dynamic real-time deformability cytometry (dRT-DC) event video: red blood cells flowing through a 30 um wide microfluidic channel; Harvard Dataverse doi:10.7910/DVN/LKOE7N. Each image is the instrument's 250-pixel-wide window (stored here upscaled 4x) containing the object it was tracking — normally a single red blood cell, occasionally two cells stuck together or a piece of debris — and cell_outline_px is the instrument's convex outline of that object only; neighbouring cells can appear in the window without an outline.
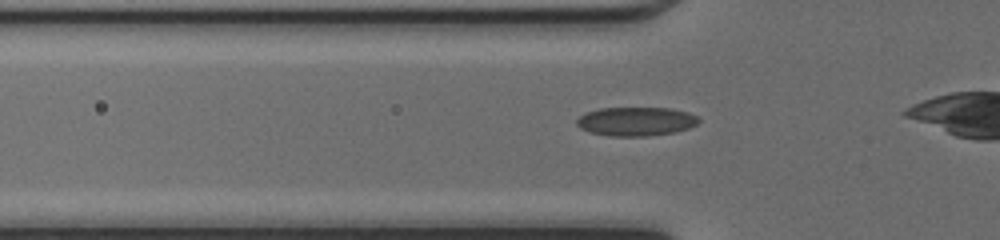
{"species": "common noctule bat (a hibernating species)", "species_latin": "Nyctalus noctula", "temperature_condition": "cold", "stored_images_in_passage": 29, "camera_frame_rate_fps": 3000, "um_per_image_px": 0.085, "animal": {"sex": "female", "body_mass_g": 17.0, "forearm_length_mm": 48.0}, "frame": {"image": 1, "passage_image": 5, "time_ms": 1.333, "image_size_px": [1000, 240], "cell_outline_px": [[700, 120], [696, 124], [688, 128], [676, 132], [644, 136], [608, 136], [588, 132], [580, 128], [576, 124], [576, 120], [580, 116], [588, 112], [600, 108], [668, 108], [688, 112], [696, 116]], "centroid_in_image_um": [54.03, 10.32], "position_along_channel_um": 71.8, "area_um2": 20.46}}
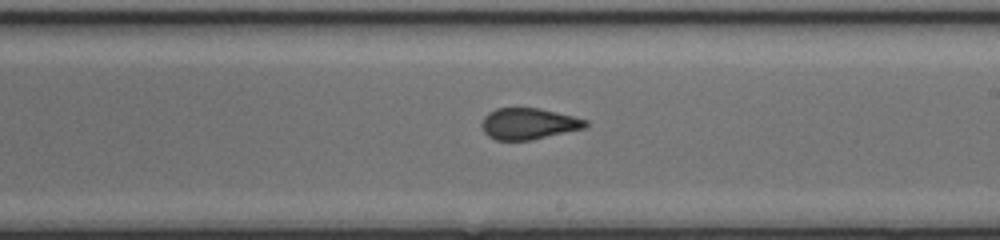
{"frame": {"image": 2, "passage_image": 17, "time_ms": 5.333, "image_size_px": [1000, 240], "cell_outline_px": [[588, 124], [584, 128], [532, 140], [496, 140], [488, 136], [484, 132], [480, 124], [484, 116], [488, 112], [496, 108], [540, 108], [588, 120]], "centroid_in_image_um": [44.89, 10.51], "position_along_channel_um": 244.1, "area_um2": 18.96}}
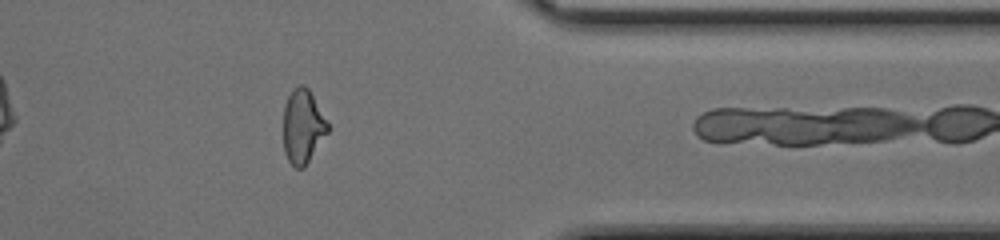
{"frame": {"image": 3, "passage_image": 28, "time_ms": 9.0, "image_size_px": [1000, 240], "cell_outline_px": [[328, 132], [304, 168], [296, 168], [288, 160], [284, 152], [284, 104], [292, 88], [300, 84], [304, 84], [308, 88], [328, 124]], "centroid_in_image_um": [25.72, 10.74], "position_along_channel_um": 385.7, "area_um2": 18.96}}